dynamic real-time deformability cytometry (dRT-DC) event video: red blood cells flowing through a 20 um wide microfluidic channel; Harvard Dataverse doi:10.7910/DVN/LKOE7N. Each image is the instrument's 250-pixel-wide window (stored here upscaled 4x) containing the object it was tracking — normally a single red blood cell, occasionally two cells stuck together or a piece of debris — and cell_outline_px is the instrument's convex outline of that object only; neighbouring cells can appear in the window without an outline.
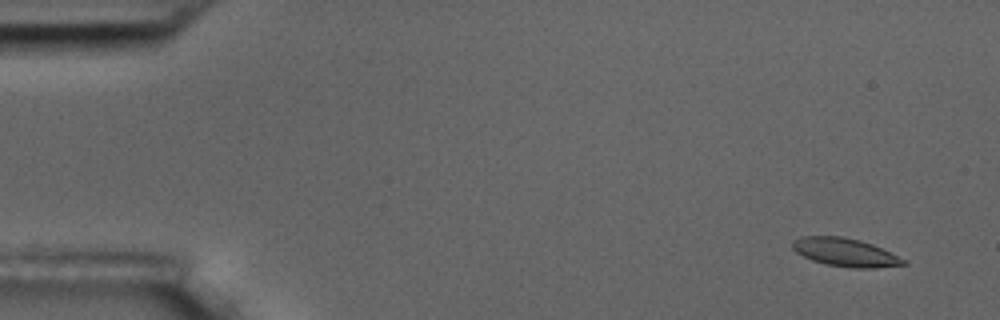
{"species": "common noctule bat (a hibernating species)", "species_latin": "Nyctalus noctula", "temperature_condition": "room temperature", "stored_images_in_passage": 4, "camera_frame_rate_fps": 3000, "um_per_image_px": 0.085, "animal": {"sex": "male", "body_mass_g": 17.5, "forearm_length_mm": 52.3}, "frame": {"image": 1, "passage_image": 1, "time_ms": 0.0, "image_size_px": [1000, 320], "cell_outline_px": [[908, 264], [876, 268], [852, 268], [828, 264], [812, 260], [796, 252], [792, 248], [792, 240], [800, 236], [840, 236], [860, 240], [872, 244], [904, 260]], "centroid_in_image_um": [71.79, 21.44], "position_along_channel_um": 13.2, "area_um2": 18.03}}
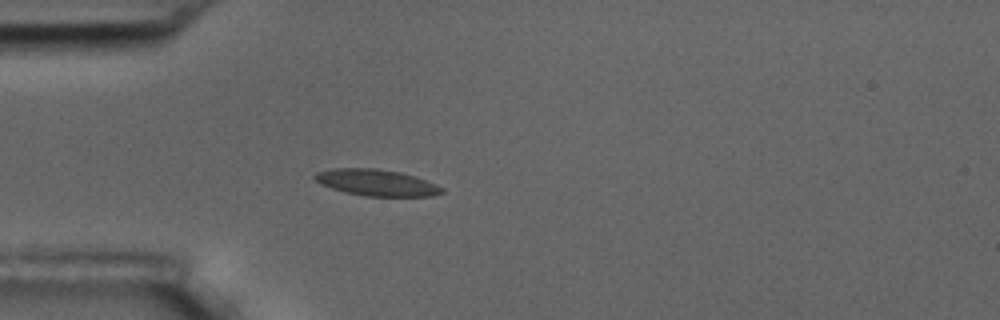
{"frame": {"image": 2, "passage_image": 4, "time_ms": 4.333, "image_size_px": [1000, 320], "cell_outline_px": [[444, 192], [432, 196], [364, 196], [344, 192], [320, 184], [312, 176], [316, 172], [336, 168], [372, 168], [400, 172], [424, 180], [444, 188]], "centroid_in_image_um": [31.96, 15.53], "position_along_channel_um": 53.0, "area_um2": 19.36}}